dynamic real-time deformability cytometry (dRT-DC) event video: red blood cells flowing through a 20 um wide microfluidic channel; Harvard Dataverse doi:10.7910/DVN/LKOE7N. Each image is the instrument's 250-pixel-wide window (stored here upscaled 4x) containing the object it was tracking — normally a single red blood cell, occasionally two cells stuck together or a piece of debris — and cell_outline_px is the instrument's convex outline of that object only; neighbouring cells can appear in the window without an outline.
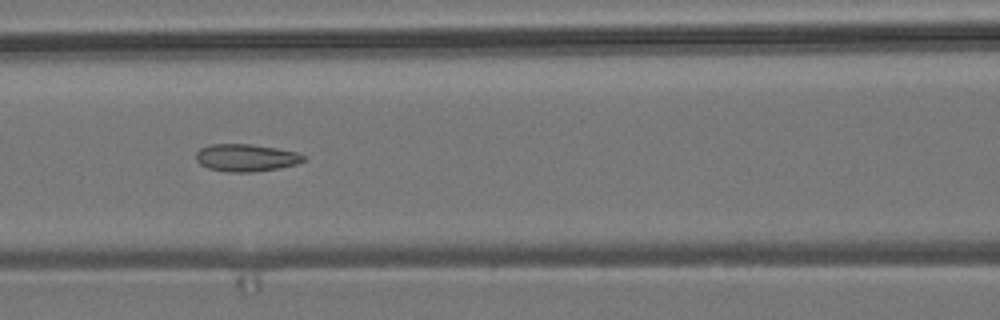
{"species": "common noctule bat (a hibernating species)", "species_latin": "Nyctalus noctula", "temperature_condition": "room temperature", "stored_images_in_passage": 23, "camera_frame_rate_fps": 3000, "um_per_image_px": 0.085, "animal": {"sex": "male", "body_mass_g": 19.2, "forearm_length_mm": 51.8}, "frame": {"image": 1, "passage_image": 19, "time_ms": 6.0, "image_size_px": [1000, 320], "cell_outline_px": [[304, 160], [296, 164], [280, 168], [252, 172], [228, 172], [208, 168], [200, 164], [196, 160], [196, 152], [200, 148], [212, 144], [252, 144], [276, 148], [296, 152], [304, 156]], "centroid_in_image_um": [20.89, 13.41], "position_along_channel_um": 145.7, "area_um2": 17.11}}
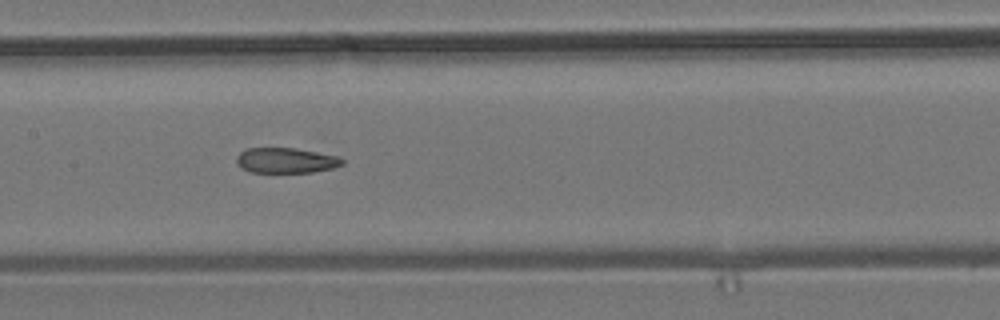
{"frame": {"image": 2, "passage_image": 22, "time_ms": 7.0, "image_size_px": [1000, 320], "cell_outline_px": [[344, 164], [332, 168], [312, 172], [248, 172], [240, 168], [236, 164], [236, 156], [240, 152], [248, 148], [292, 148], [316, 152], [336, 156], [344, 160]], "centroid_in_image_um": [24.25, 13.64], "position_along_channel_um": 183.2, "area_um2": 15.55}}